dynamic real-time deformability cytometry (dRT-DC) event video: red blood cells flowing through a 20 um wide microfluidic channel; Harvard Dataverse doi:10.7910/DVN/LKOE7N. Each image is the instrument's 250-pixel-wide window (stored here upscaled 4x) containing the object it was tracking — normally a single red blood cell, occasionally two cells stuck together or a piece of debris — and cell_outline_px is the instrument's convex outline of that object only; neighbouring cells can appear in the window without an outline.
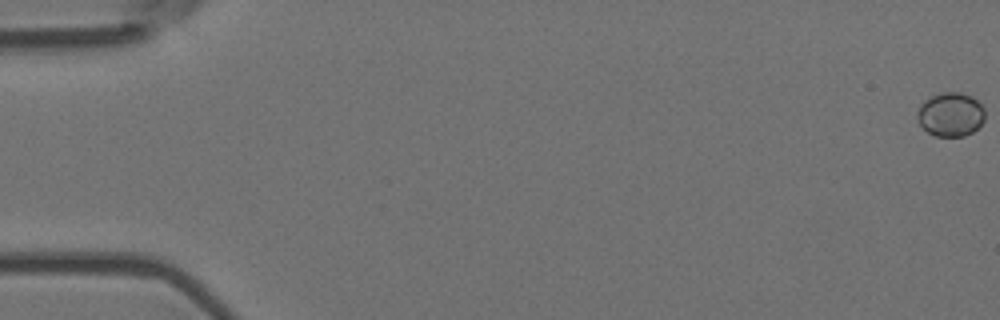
{"species": "Egyptian fruit bat (a non-hibernating species)", "species_latin": "Rousettus aegyptiacus", "temperature_condition": "room temperature", "stored_images_in_passage": 57, "camera_frame_rate_fps": 3000, "um_per_image_px": 0.085, "animal": {"sex": "female"}, "frame": {"image": 1, "passage_image": 1, "time_ms": 0.0, "image_size_px": [1000, 320], "cell_outline_px": [[984, 120], [972, 132], [964, 136], [936, 136], [928, 132], [920, 124], [916, 116], [916, 112], [920, 104], [924, 100], [940, 92], [960, 92], [972, 96], [984, 108]], "centroid_in_image_um": [80.78, 9.71], "position_along_channel_um": 4.2, "area_um2": 17.34}}
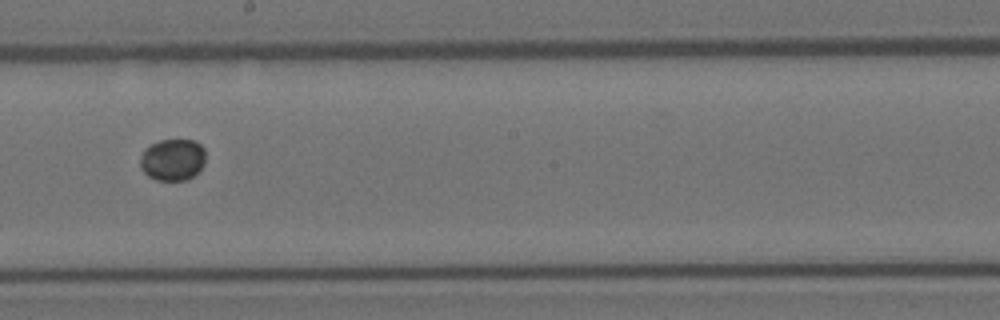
{"frame": {"image": 2, "passage_image": 33, "time_ms": 10.667, "image_size_px": [1000, 320], "cell_outline_px": [[204, 164], [188, 180], [156, 180], [148, 176], [140, 168], [140, 156], [144, 148], [160, 140], [196, 140], [204, 148]], "centroid_in_image_um": [14.65, 13.57], "position_along_channel_um": 233.6, "area_um2": 15.95}}
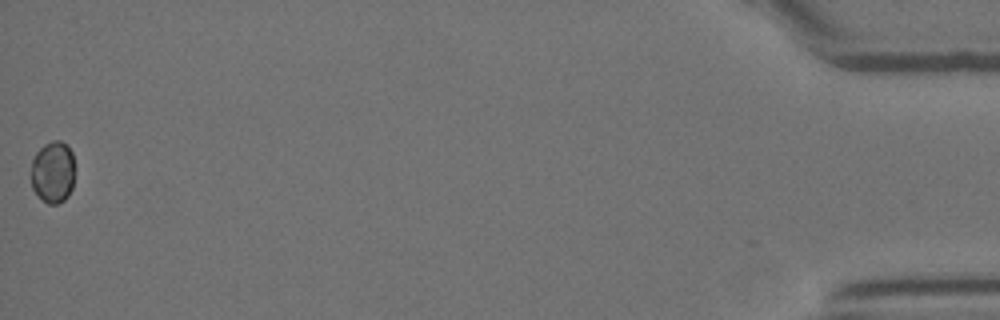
{"frame": {"image": 3, "passage_image": 57, "time_ms": 18.667, "image_size_px": [1000, 320], "cell_outline_px": [[72, 188], [68, 196], [64, 200], [56, 204], [48, 204], [32, 188], [32, 160], [36, 152], [44, 144], [52, 140], [60, 140], [72, 152]], "centroid_in_image_um": [4.48, 14.62], "position_along_channel_um": 430.7, "area_um2": 15.37}}